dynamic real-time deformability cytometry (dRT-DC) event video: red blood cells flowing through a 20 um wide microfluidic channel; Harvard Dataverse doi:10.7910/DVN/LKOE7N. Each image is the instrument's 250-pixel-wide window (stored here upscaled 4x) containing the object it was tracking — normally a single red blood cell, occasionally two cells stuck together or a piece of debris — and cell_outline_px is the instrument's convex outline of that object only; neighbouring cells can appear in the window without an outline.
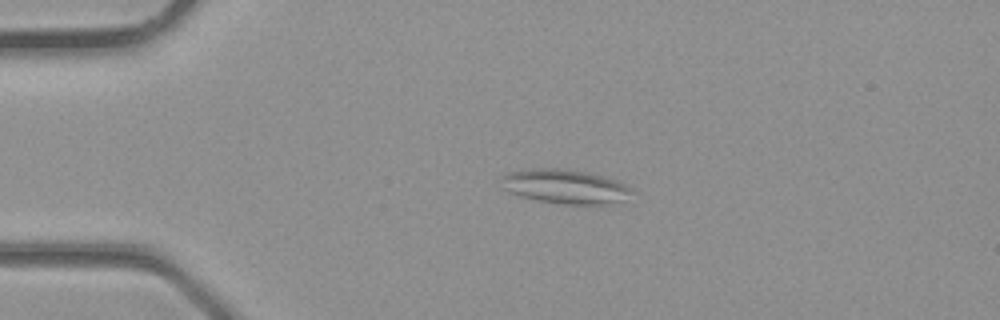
{"species": "common noctule bat (a hibernating species)", "species_latin": "Nyctalus noctula", "temperature_condition": "room temperature", "stored_images_in_passage": 3, "camera_frame_rate_fps": 3000, "um_per_image_px": 0.085, "animal": {"sex": "male", "body_mass_g": 23.1, "forearm_length_mm": 52.7}, "frame": {"image": 1, "passage_image": 2, "time_ms": 0.333, "image_size_px": [1000, 320], "cell_outline_px": [[636, 192], [620, 200], [600, 204], [564, 204], [536, 200], [520, 196], [508, 192], [500, 188], [500, 176], [508, 172], [532, 168], [560, 168], [588, 172], [620, 180], [632, 188]], "centroid_in_image_um": [47.98, 15.83], "position_along_channel_um": 37.0, "area_um2": 26.41}}